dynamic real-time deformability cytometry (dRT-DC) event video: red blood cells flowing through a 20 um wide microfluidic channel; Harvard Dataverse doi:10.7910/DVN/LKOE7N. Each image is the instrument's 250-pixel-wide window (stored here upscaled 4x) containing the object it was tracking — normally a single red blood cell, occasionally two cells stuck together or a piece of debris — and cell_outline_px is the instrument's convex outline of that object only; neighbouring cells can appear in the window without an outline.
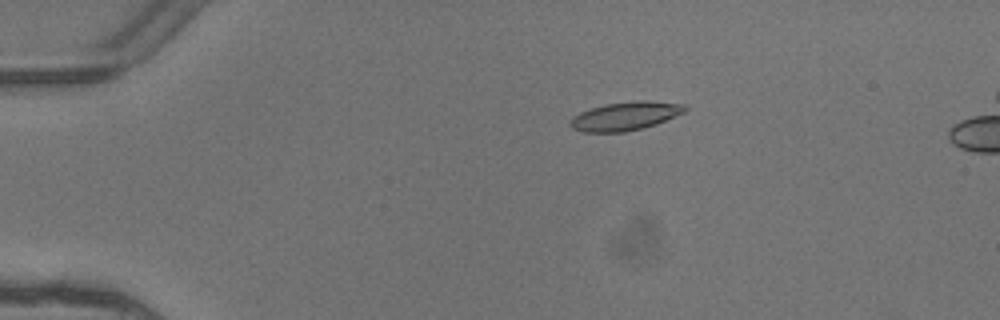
{"species": "common noctule bat (a hibernating species)", "species_latin": "Nyctalus noctula", "temperature_condition": "warm", "stored_images_in_passage": 4, "camera_frame_rate_fps": 3000, "um_per_image_px": 0.085, "animal": {"sex": "female"}, "frame": {"image": 1, "passage_image": 1, "time_ms": 0.0, "image_size_px": [1000, 320], "cell_outline_px": [[688, 108], [684, 112], [656, 124], [624, 132], [580, 132], [572, 128], [568, 124], [568, 120], [572, 116], [580, 112], [604, 104], [640, 100], [648, 100], [688, 104]], "centroid_in_image_um": [53.13, 9.86], "position_along_channel_um": 31.9, "area_um2": 19.25}}
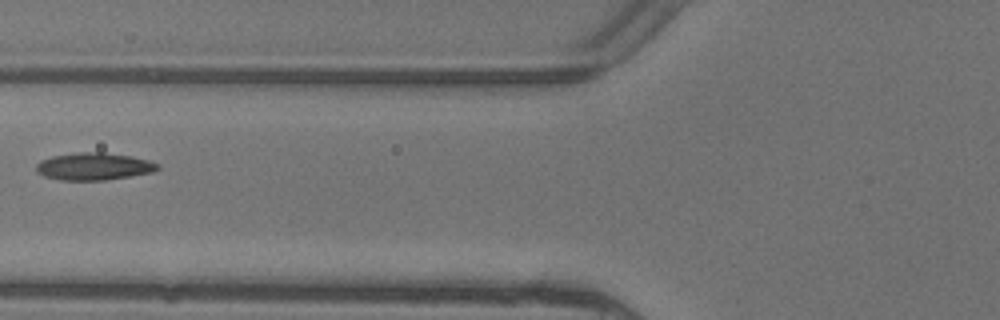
{"frame": {"image": 2, "passage_image": 4, "time_ms": 1.0, "image_size_px": [1000, 320], "cell_outline_px": [[160, 168], [152, 172], [104, 180], [60, 180], [44, 176], [36, 172], [36, 164], [40, 160], [52, 156], [76, 152], [104, 152], [132, 156], [148, 160], [160, 164]], "centroid_in_image_um": [7.96, 14.13], "position_along_channel_um": 117.8, "area_um2": 19.42}}